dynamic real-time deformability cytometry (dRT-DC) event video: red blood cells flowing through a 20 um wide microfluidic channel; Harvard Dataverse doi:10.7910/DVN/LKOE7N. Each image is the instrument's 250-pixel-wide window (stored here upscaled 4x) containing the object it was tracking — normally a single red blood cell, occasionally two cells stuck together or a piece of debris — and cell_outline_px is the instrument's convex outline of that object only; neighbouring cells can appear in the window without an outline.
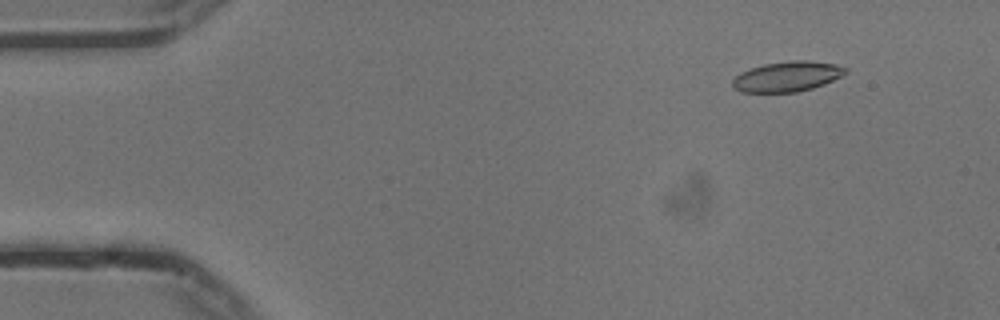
{"species": "common noctule bat (a hibernating species)", "species_latin": "Nyctalus noctula", "temperature_condition": "cold", "stored_images_in_passage": 55, "camera_frame_rate_fps": 3000, "um_per_image_px": 0.085, "animal": {"sex": "male", "body_mass_g": 13.3}, "frame": {"image": 1, "passage_image": 6, "time_ms": 1.667, "image_size_px": [1000, 320], "cell_outline_px": [[848, 72], [824, 84], [812, 88], [796, 92], [740, 92], [732, 84], [732, 80], [740, 72], [764, 64], [788, 60], [808, 60], [836, 64], [848, 68]], "centroid_in_image_um": [66.93, 6.49], "position_along_channel_um": 18.1, "area_um2": 19.83}}
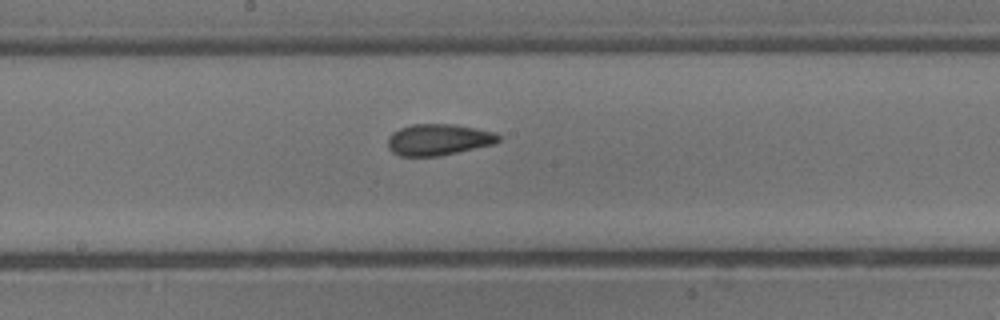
{"frame": {"image": 2, "passage_image": 29, "time_ms": 9.333, "image_size_px": [1000, 320], "cell_outline_px": [[500, 140], [496, 144], [440, 156], [400, 156], [392, 152], [388, 148], [388, 136], [392, 132], [400, 128], [412, 124], [456, 124], [496, 132], [500, 136]], "centroid_in_image_um": [37.29, 11.87], "position_along_channel_um": 210.9, "area_um2": 20.52}}
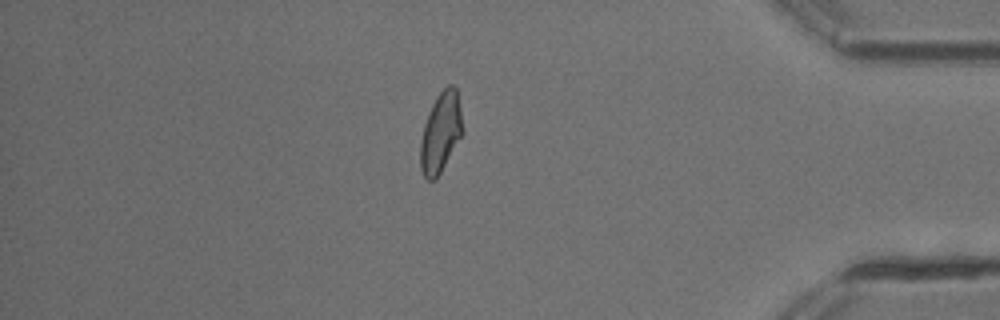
{"frame": {"image": 3, "passage_image": 47, "time_ms": 15.333, "image_size_px": [1000, 320], "cell_outline_px": [[464, 132], [436, 180], [428, 180], [424, 176], [420, 168], [420, 140], [424, 124], [428, 112], [436, 96], [448, 84], [456, 84], [460, 104]], "centroid_in_image_um": [37.47, 11.23], "position_along_channel_um": 397.7, "area_um2": 20.06}, "authors_computed_cell_mechanics": {"area_um2": 19.9988, "velocity_mm_per_s": 3.7427, "shape_relaxation_time_tau1_ms": 6.0859, "shape_relaxation_time_tau2_ms": 2.1769, "deformation_change_tau1": 0.1757, "deformation_change_tau2": 0.0913}}